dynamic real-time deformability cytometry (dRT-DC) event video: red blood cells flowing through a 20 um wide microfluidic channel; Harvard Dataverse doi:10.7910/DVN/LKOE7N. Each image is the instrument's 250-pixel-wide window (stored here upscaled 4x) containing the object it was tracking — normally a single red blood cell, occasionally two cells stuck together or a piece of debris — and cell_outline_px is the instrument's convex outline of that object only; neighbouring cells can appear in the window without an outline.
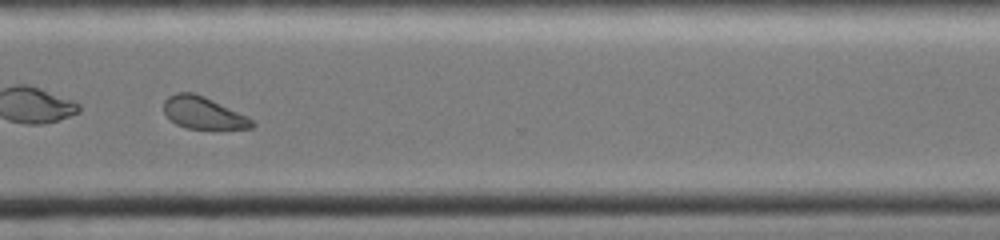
{"species": "common noctule bat (a hibernating species)", "species_latin": "Nyctalus noctula", "temperature_condition": "cold", "stored_images_in_passage": 45, "segment_of_instrument_passage": [2, 2], "camera_frame_rate_fps": 3000, "um_per_image_px": 0.085, "animal": {"sex": "female", "body_mass_g": 19.0, "forearm_length_mm": 51.5}, "frame": {"image": 1, "passage_image": 35, "time_ms": 11.333, "image_size_px": [1000, 240], "cell_outline_px": [[256, 124], [252, 128], [184, 128], [176, 124], [164, 112], [164, 100], [168, 96], [176, 92], [192, 92], [204, 96], [248, 116]], "centroid_in_image_um": [17.27, 9.58], "position_along_channel_um": 353.3, "area_um2": 16.36}}